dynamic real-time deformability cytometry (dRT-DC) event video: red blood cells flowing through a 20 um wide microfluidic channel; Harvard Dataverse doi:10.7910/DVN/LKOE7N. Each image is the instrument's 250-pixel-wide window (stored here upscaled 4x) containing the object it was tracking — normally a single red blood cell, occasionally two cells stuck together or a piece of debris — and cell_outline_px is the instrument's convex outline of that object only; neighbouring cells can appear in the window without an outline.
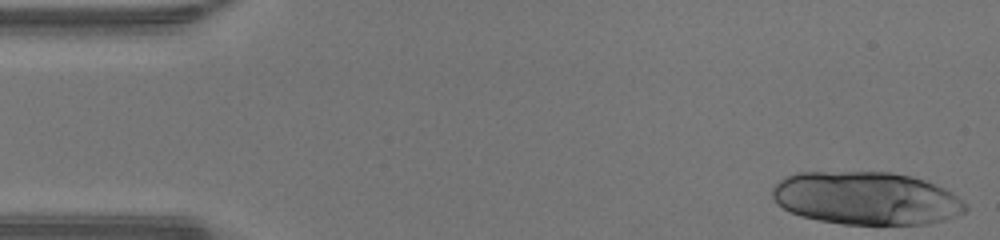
{"species": "human", "species_latin": "Homo sapiens", "temperature_condition": "warm", "stored_images_in_passage": 10, "camera_frame_rate_fps": 3000, "um_per_image_px": 0.085, "donor": {"sex": "male"}, "frame": {"image": 1, "passage_image": 1, "time_ms": 0.0, "image_size_px": [1000, 240], "cell_outline_px": [[968, 208], [964, 212], [956, 216], [944, 220], [928, 224], [844, 224], [820, 220], [800, 216], [776, 204], [772, 196], [772, 188], [784, 176], [796, 172], [892, 172], [912, 176], [924, 180], [944, 188], [952, 192], [968, 204]], "centroid_in_image_um": [73.64, 16.85], "position_along_channel_um": 11.4, "area_um2": 59.94}}